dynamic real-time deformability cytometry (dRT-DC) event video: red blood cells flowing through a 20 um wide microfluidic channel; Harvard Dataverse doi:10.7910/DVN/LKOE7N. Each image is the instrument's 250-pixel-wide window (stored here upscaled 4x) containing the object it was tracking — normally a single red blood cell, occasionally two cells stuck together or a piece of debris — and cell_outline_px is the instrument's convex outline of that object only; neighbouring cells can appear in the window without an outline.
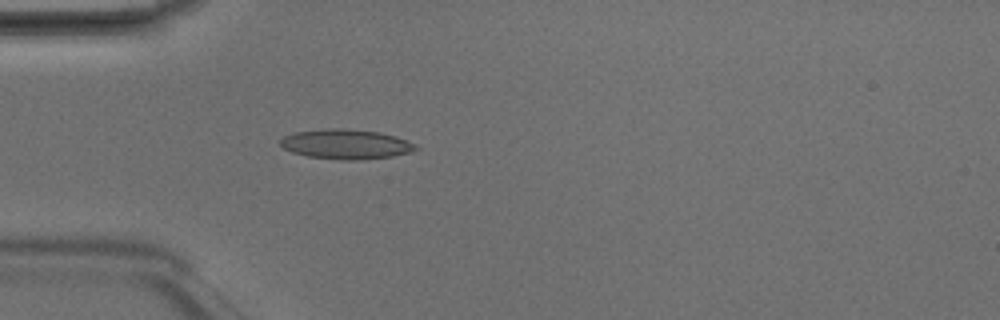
{"species": "Egyptian fruit bat (a non-hibernating species)", "species_latin": "Rousettus aegyptiacus", "temperature_condition": "room temperature", "stored_images_in_passage": 4, "camera_frame_rate_fps": 3000, "um_per_image_px": 0.085, "animal": {"sex": "male"}, "frame": {"image": 1, "passage_image": 4, "time_ms": 1.0, "image_size_px": [1000, 320], "cell_outline_px": [[420, 148], [408, 152], [392, 156], [356, 160], [340, 160], [308, 156], [292, 152], [284, 148], [280, 144], [280, 140], [284, 136], [296, 132], [328, 128], [344, 128], [380, 132], [396, 136], [416, 144]], "centroid_in_image_um": [29.41, 12.25], "position_along_channel_um": 55.6, "area_um2": 23.41}}